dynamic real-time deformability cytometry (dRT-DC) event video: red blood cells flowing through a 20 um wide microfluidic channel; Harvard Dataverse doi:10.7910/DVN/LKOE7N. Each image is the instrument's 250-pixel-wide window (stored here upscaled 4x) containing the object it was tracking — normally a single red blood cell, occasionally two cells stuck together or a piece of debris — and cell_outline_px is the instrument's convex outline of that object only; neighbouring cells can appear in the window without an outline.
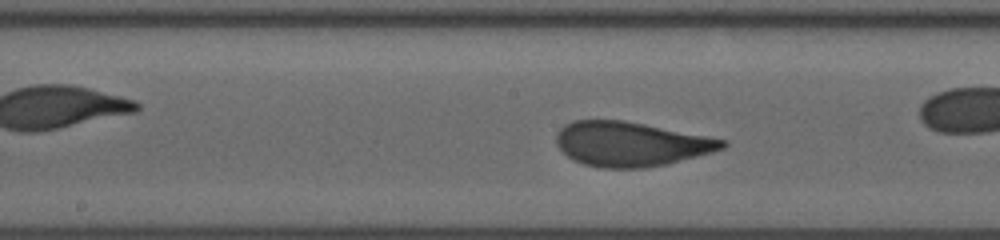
{"species": "human", "species_latin": "Homo sapiens", "temperature_condition": "room temperature", "stored_images_in_passage": 30, "camera_frame_rate_fps": 3000, "um_per_image_px": 0.085, "donor": {"sex": "male"}, "frame": {"image": 1, "passage_image": 13, "time_ms": 4.0, "image_size_px": [1000, 240], "cell_outline_px": [[728, 144], [724, 148], [712, 152], [668, 164], [644, 168], [604, 168], [584, 164], [572, 160], [556, 144], [556, 136], [560, 128], [564, 124], [572, 120], [624, 120], [728, 140]], "centroid_in_image_um": [53.62, 12.24], "position_along_channel_um": 194.6, "area_um2": 43.12}, "authors_computed_cell_mechanics": {"area_um2": 43.0899, "velocity_mm_per_s": 3.8999, "shape_relaxation_time_tau1_ms": 3.6477, "shape_relaxation_time_tau2_ms": null, "deformation_change_tau1": 0.1773, "deformation_change_tau2": null}}